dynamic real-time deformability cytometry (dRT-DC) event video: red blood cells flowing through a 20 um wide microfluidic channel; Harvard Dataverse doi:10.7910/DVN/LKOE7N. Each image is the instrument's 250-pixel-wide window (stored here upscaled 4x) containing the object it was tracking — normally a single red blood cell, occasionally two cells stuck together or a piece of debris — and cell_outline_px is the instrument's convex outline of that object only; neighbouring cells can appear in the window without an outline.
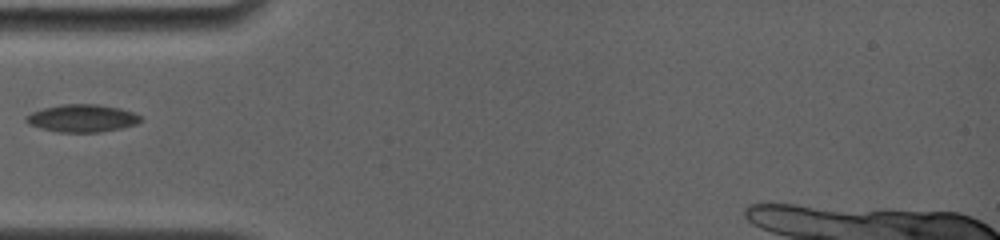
{"species": "common noctule bat (a hibernating species)", "species_latin": "Nyctalus noctula", "temperature_condition": "room temperature", "stored_images_in_passage": 19, "camera_frame_rate_fps": 4000, "um_per_image_px": 0.085, "animal": {"sex": "female", "body_mass_g": 19.0, "forearm_length_mm": 56.7}, "frame": {"image": 1, "passage_image": 1, "time_ms": 0.0, "image_size_px": [1000, 240], "cell_outline_px": [[144, 120], [136, 124], [120, 128], [100, 132], [56, 132], [40, 128], [28, 124], [24, 120], [24, 116], [32, 112], [44, 108], [60, 104], [96, 104], [120, 108], [132, 112], [140, 116]], "centroid_in_image_um": [6.95, 10.05], "position_along_channel_um": 78.0, "area_um2": 18.5}}